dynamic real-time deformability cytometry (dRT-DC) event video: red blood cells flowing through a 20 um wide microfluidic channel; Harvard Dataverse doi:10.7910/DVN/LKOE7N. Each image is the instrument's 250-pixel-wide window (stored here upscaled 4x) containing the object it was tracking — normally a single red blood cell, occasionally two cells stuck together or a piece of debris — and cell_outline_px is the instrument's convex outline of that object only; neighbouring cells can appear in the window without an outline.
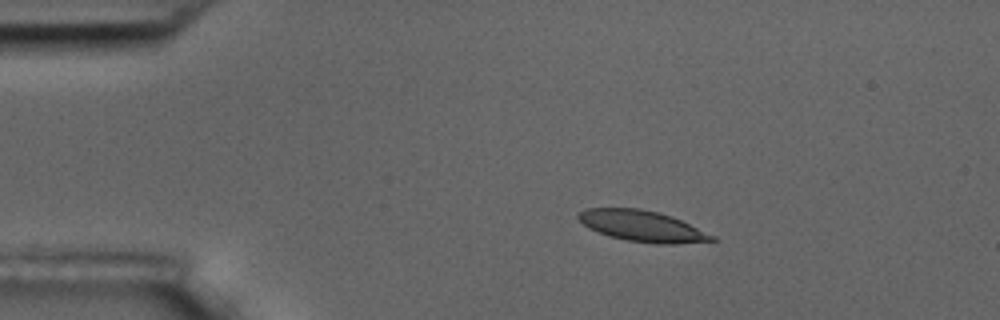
{"species": "common noctule bat (a hibernating species)", "species_latin": "Nyctalus noctula", "temperature_condition": "room temperature", "stored_images_in_passage": 4, "camera_frame_rate_fps": 3000, "um_per_image_px": 0.085, "animal": {"sex": "male", "body_mass_g": 17.5, "forearm_length_mm": 52.3}, "frame": {"image": 1, "passage_image": 2, "time_ms": 1.333, "image_size_px": [1000, 320], "cell_outline_px": [[720, 240], [676, 244], [656, 244], [628, 240], [608, 236], [588, 228], [576, 216], [584, 208], [640, 208], [672, 216], [716, 236]], "centroid_in_image_um": [54.61, 19.22], "position_along_channel_um": 30.4, "area_um2": 24.16}}
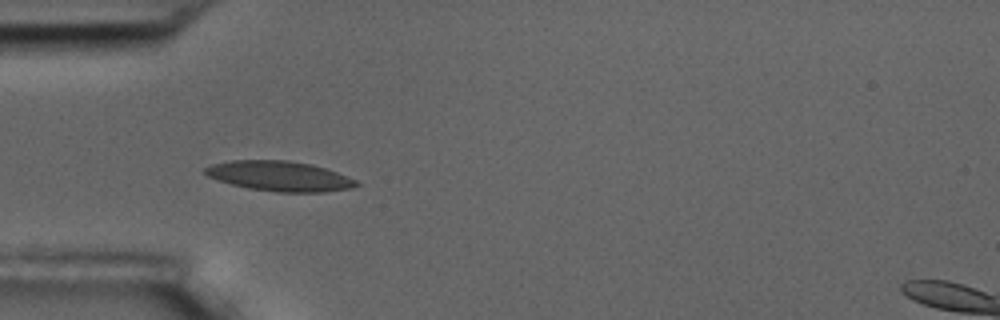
{"frame": {"image": 2, "passage_image": 4, "time_ms": 3.667, "image_size_px": [1000, 320], "cell_outline_px": [[360, 184], [352, 188], [324, 192], [276, 192], [248, 188], [232, 184], [208, 176], [204, 172], [204, 168], [212, 164], [232, 160], [288, 160], [312, 164], [348, 176], [356, 180]], "centroid_in_image_um": [23.78, 14.97], "position_along_channel_um": 61.2, "area_um2": 26.36}}